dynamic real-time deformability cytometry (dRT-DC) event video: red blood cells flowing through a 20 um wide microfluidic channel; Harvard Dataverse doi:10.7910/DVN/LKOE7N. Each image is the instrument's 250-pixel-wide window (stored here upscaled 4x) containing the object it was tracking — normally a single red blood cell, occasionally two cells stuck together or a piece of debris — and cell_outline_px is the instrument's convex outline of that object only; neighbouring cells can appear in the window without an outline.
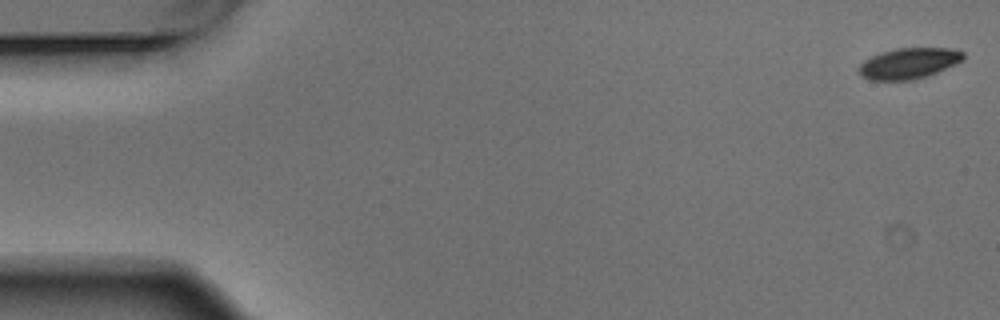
{"species": "Egyptian fruit bat (a non-hibernating species)", "species_latin": "Rousettus aegyptiacus", "temperature_condition": "warm", "stored_images_in_passage": 5, "camera_frame_rate_fps": 3000, "um_per_image_px": 0.085, "animal": {"sex": "male"}, "frame": {"image": 1, "passage_image": 1, "time_ms": 0.0, "image_size_px": [1000, 320], "cell_outline_px": [[964, 60], [956, 64], [928, 76], [912, 80], [868, 80], [860, 76], [860, 64], [864, 60], [872, 56], [896, 48], [952, 48], [964, 52]], "centroid_in_image_um": [77.28, 5.39], "position_along_channel_um": 7.7, "area_um2": 18.79}}
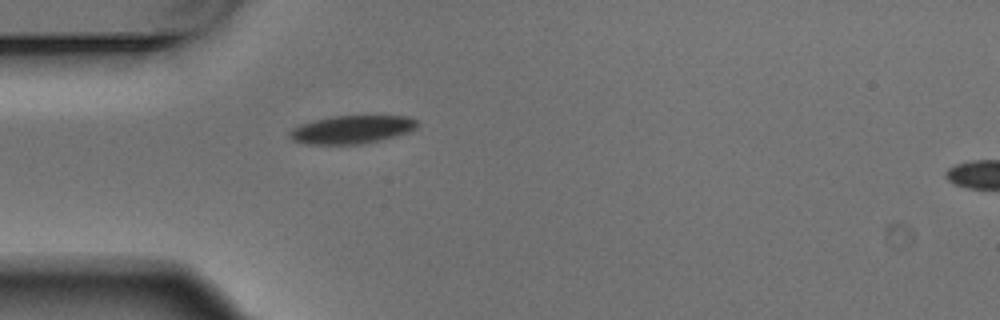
{"frame": {"image": 2, "passage_image": 5, "time_ms": 1.333, "image_size_px": [1000, 320], "cell_outline_px": [[420, 124], [416, 128], [408, 132], [380, 140], [360, 144], [308, 144], [292, 140], [288, 136], [288, 132], [292, 128], [300, 124], [312, 120], [332, 116], [408, 116], [416, 120]], "centroid_in_image_um": [29.87, 11.0], "position_along_channel_um": 55.1, "area_um2": 20.98}}